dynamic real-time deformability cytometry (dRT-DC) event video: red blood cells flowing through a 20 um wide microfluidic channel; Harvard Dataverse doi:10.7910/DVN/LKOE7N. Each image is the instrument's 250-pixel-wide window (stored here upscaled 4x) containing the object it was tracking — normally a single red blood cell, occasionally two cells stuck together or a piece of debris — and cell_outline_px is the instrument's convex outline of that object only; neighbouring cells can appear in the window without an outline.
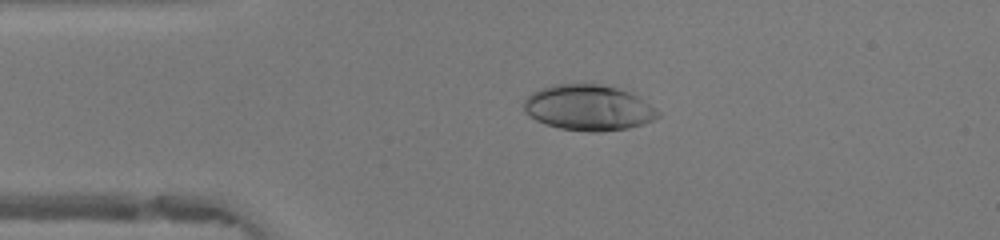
{"species": "human", "species_latin": "Homo sapiens", "temperature_condition": "warm", "stored_images_in_passage": 43, "camera_frame_rate_fps": 3000, "um_per_image_px": 0.085, "donor": {"sex": "female"}, "frame": {"image": 1, "passage_image": 5, "time_ms": 1.333, "image_size_px": [1000, 240], "cell_outline_px": [[660, 116], [656, 120], [644, 124], [628, 128], [600, 132], [588, 132], [560, 128], [544, 124], [536, 120], [524, 112], [524, 100], [532, 92], [540, 88], [552, 84], [600, 84], [616, 88], [628, 92], [636, 96], [656, 108], [660, 112]], "centroid_in_image_um": [50.01, 9.16], "position_along_channel_um": 35.0, "area_um2": 35.84}}
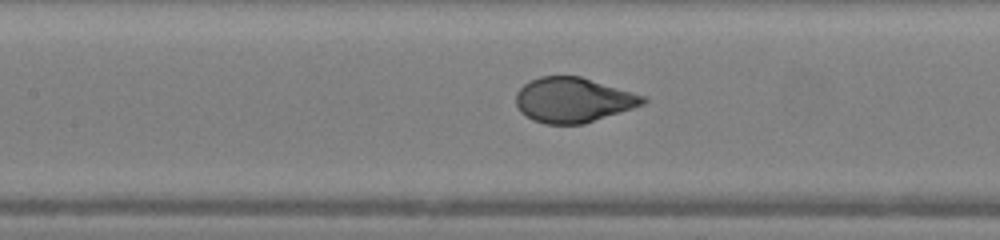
{"frame": {"image": 2, "passage_image": 16, "time_ms": 5.0, "image_size_px": [1000, 240], "cell_outline_px": [[648, 100], [644, 104], [584, 124], [544, 124], [532, 120], [520, 112], [516, 104], [516, 92], [524, 84], [540, 76], [580, 76], [648, 96]], "centroid_in_image_um": [48.73, 8.5], "position_along_channel_um": 158.7, "area_um2": 33.41}}
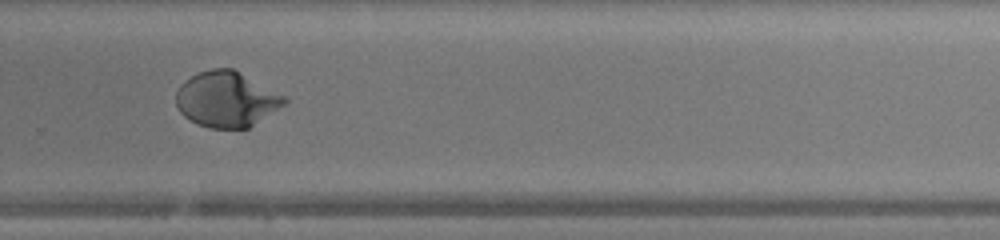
{"frame": {"image": 3, "passage_image": 27, "time_ms": 8.667, "image_size_px": [1000, 240], "cell_outline_px": [[288, 100], [284, 104], [248, 128], [208, 128], [196, 124], [184, 116], [180, 112], [176, 104], [176, 92], [180, 84], [184, 80], [200, 72], [212, 68], [232, 68], [284, 96]], "centroid_in_image_um": [19.2, 8.44], "position_along_channel_um": 310.6, "area_um2": 34.62}, "authors_computed_cell_mechanics": {"area_um2": 35.2002, "velocity_mm_per_s": 4.1914, "shape_relaxation_time_tau1_ms": 4.1323, "shape_relaxation_time_tau2_ms": null, "deformation_change_tau1": 0.2391, "deformation_change_tau2": null}}